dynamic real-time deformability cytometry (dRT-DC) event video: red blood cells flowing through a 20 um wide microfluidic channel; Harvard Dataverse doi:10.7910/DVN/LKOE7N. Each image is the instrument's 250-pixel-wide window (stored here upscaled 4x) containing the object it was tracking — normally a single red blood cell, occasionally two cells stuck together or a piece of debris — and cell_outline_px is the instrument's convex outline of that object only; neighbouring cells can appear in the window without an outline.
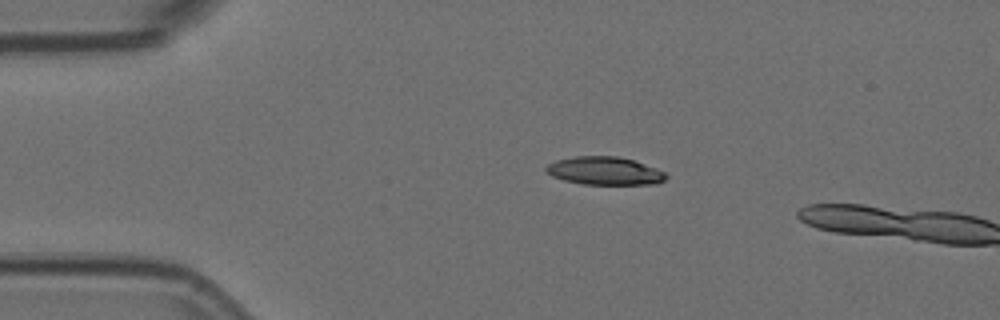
{"species": "Egyptian fruit bat (a non-hibernating species)", "species_latin": "Rousettus aegyptiacus", "temperature_condition": "room temperature", "stored_images_in_passage": 2, "camera_frame_rate_fps": 3000, "um_per_image_px": 0.085, "animal": {"sex": "female"}, "frame": {"image": 1, "passage_image": 1, "time_ms": 0.0, "image_size_px": [1000, 320], "cell_outline_px": [[668, 176], [664, 180], [656, 184], [584, 184], [564, 180], [552, 176], [544, 168], [548, 164], [556, 160], [576, 156], [616, 156], [632, 160], [656, 168], [664, 172]], "centroid_in_image_um": [51.39, 14.52], "position_along_channel_um": 33.6, "area_um2": 19.42}}